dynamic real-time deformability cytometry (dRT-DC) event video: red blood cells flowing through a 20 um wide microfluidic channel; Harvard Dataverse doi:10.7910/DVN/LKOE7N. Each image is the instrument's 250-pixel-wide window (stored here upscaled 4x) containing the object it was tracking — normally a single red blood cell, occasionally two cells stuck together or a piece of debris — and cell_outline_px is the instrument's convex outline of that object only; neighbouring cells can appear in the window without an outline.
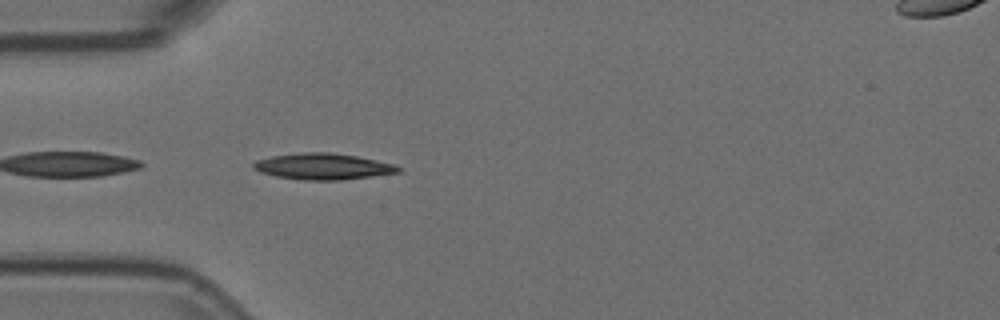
{"species": "Egyptian fruit bat (a non-hibernating species)", "species_latin": "Rousettus aegyptiacus", "temperature_condition": "room temperature", "stored_images_in_passage": 39, "camera_frame_rate_fps": 3000, "um_per_image_px": 0.085, "animal": {"sex": "female"}, "frame": {"image": 1, "passage_image": 1, "time_ms": 0.0, "image_size_px": [1000, 320], "cell_outline_px": [[400, 172], [372, 176], [340, 180], [304, 180], [276, 176], [260, 172], [252, 168], [252, 164], [256, 160], [272, 156], [300, 152], [328, 152], [356, 156], [376, 160], [392, 164], [400, 168]], "centroid_in_image_um": [27.4, 14.14], "position_along_channel_um": 57.6, "area_um2": 21.96}}
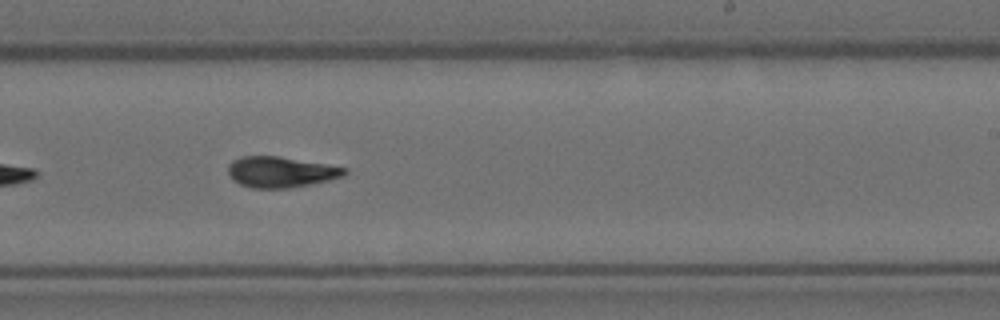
{"frame": {"image": 2, "passage_image": 18, "time_ms": 5.667, "image_size_px": [1000, 320], "cell_outline_px": [[348, 172], [344, 176], [312, 184], [292, 188], [252, 188], [240, 184], [232, 180], [228, 172], [228, 164], [232, 160], [240, 156], [280, 156], [348, 168]], "centroid_in_image_um": [23.85, 14.62], "position_along_channel_um": 265.1, "area_um2": 21.1}}
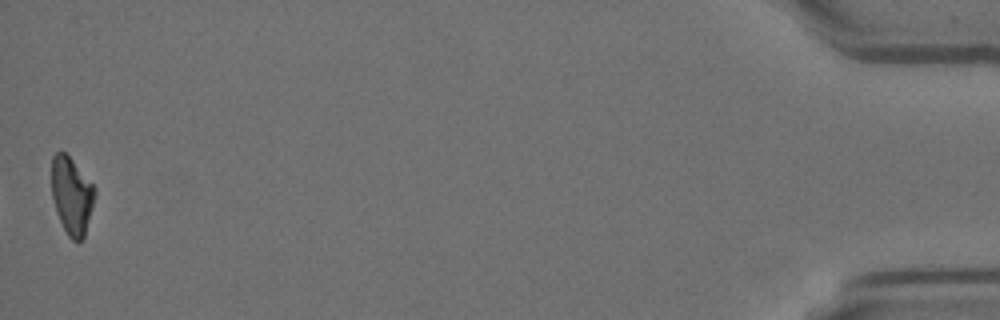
{"frame": {"image": 3, "passage_image": 39, "time_ms": 12.667, "image_size_px": [1000, 320], "cell_outline_px": [[96, 192], [84, 236], [80, 240], [72, 240], [68, 236], [56, 212], [52, 196], [52, 156], [56, 152], [64, 152], [72, 160], [92, 184]], "centroid_in_image_um": [6.08, 16.62], "position_along_channel_um": 429.1, "area_um2": 18.96}, "authors_computed_cell_mechanics": {"area_um2": 20.6346, "velocity_mm_per_s": 3.7329, "shape_relaxation_time_tau1_ms": 6.8665, "shape_relaxation_time_tau2_ms": 2.253, "deformation_change_tau1": 0.2211, "deformation_change_tau2": 0.0941}}